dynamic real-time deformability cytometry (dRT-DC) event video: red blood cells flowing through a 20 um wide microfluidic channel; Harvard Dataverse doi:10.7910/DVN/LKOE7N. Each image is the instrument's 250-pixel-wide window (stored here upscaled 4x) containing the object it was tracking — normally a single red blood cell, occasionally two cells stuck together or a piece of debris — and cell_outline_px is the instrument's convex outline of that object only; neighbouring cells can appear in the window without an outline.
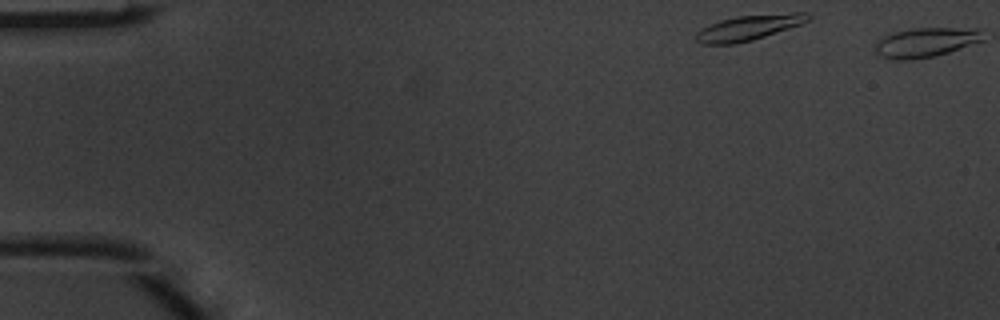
{"species": "common noctule bat (a hibernating species)", "species_latin": "Nyctalus noctula", "temperature_condition": "warm", "stored_images_in_passage": 2, "camera_frame_rate_fps": 3000, "um_per_image_px": 0.085, "animal": {"sex": "male", "body_mass_g": 20.1, "forearm_length_mm": 53.5}, "frame": {"image": 1, "passage_image": 1, "time_ms": 0.0, "image_size_px": [1000, 320], "cell_outline_px": [[812, 16], [808, 20], [800, 24], [752, 40], [736, 44], [700, 44], [696, 40], [696, 32], [700, 28], [720, 20], [736, 16], [792, 12], [808, 12]], "centroid_in_image_um": [63.61, 2.34], "position_along_channel_um": 21.4, "area_um2": 16.53}}